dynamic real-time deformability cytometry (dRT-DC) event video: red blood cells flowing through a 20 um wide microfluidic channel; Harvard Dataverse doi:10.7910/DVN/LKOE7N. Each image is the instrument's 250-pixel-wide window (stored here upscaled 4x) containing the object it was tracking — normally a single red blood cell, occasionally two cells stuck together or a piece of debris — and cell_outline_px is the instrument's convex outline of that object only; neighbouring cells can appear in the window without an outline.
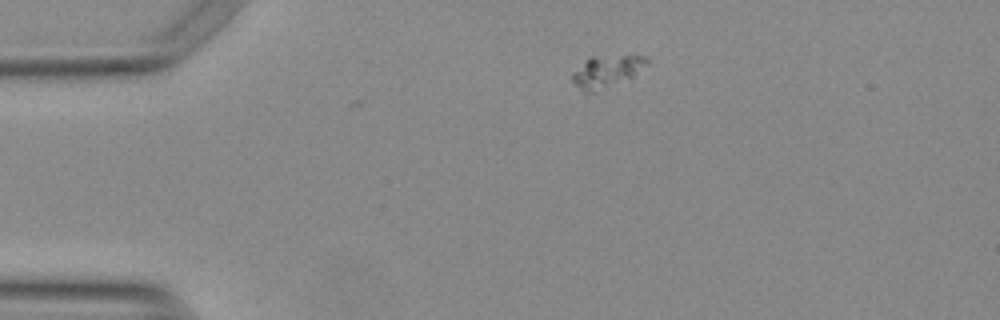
{"species": "Egyptian fruit bat (a non-hibernating species)", "species_latin": "Rousettus aegyptiacus", "temperature_condition": "warm", "stored_images_in_passage": 2, "camera_frame_rate_fps": 3000, "um_per_image_px": 0.085, "animal": {"sex": "female"}, "frame": {"image": 1, "passage_image": 1, "time_ms": 0.0, "image_size_px": [1000, 320], "cell_outline_px": [[648, 64], [632, 76], [596, 92], [580, 92], [572, 84], [572, 72], [584, 60], [592, 56], [644, 56], [648, 60]], "centroid_in_image_um": [51.47, 6.09], "position_along_channel_um": 33.5, "area_um2": 13.87}}